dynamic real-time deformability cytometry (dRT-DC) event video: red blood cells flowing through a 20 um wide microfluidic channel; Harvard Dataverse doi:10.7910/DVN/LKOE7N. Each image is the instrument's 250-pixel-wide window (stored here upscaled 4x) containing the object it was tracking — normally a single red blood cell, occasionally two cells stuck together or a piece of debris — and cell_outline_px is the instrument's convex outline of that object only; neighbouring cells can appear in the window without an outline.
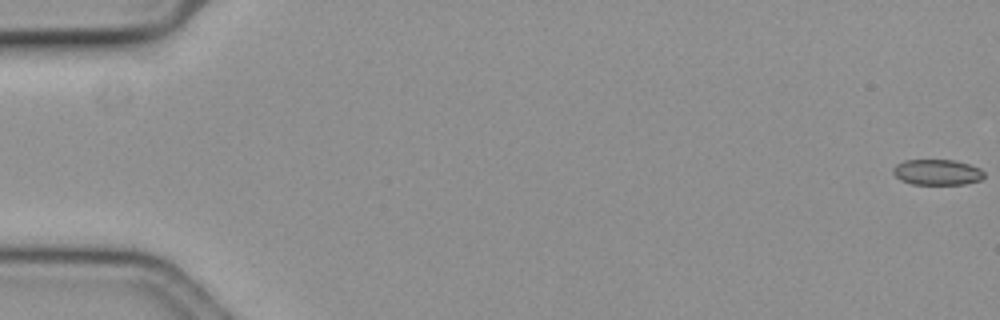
{"species": "common noctule bat (a hibernating species)", "species_latin": "Nyctalus noctula", "temperature_condition": "cold", "stored_images_in_passage": 59, "camera_frame_rate_fps": 3000, "um_per_image_px": 0.085, "animal": {"sex": "female", "body_mass_g": 19.3, "forearm_length_mm": 54.1}, "frame": {"image": 1, "passage_image": 1, "time_ms": 0.0, "image_size_px": [1000, 320], "cell_outline_px": [[984, 176], [980, 180], [964, 184], [912, 184], [900, 180], [892, 172], [892, 168], [896, 164], [904, 160], [952, 160], [968, 164], [980, 168], [984, 172]], "centroid_in_image_um": [79.63, 14.64], "position_along_channel_um": 5.4, "area_um2": 13.58}}
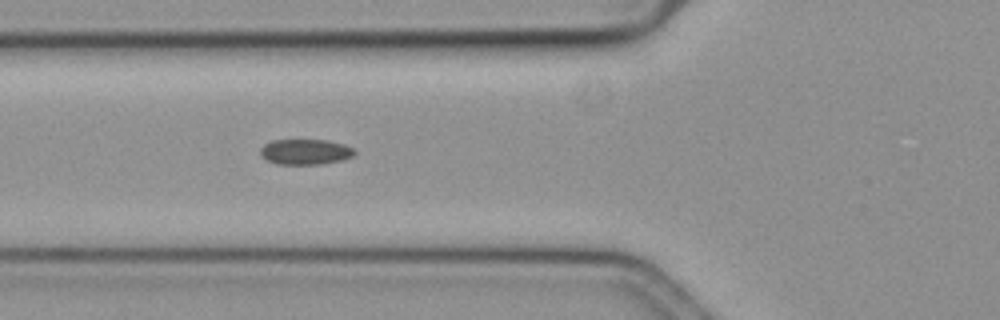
{"frame": {"image": 2, "passage_image": 23, "time_ms": 7.333, "image_size_px": [1000, 320], "cell_outline_px": [[356, 152], [352, 156], [344, 160], [320, 164], [276, 164], [260, 156], [260, 148], [264, 144], [272, 140], [328, 140], [344, 144], [352, 148]], "centroid_in_image_um": [25.94, 12.9], "position_along_channel_um": 99.9, "area_um2": 14.05}}
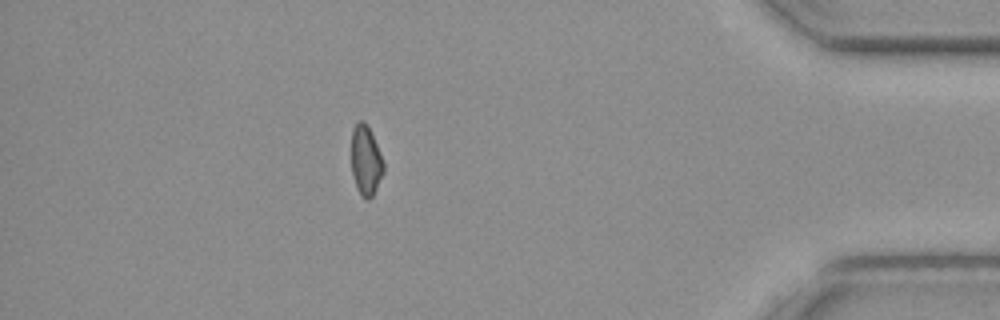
{"frame": {"image": 3, "passage_image": 52, "time_ms": 17.0, "image_size_px": [1000, 320], "cell_outline_px": [[384, 172], [372, 196], [368, 200], [364, 200], [360, 196], [352, 172], [352, 128], [360, 120], [364, 120], [368, 124], [380, 152], [384, 164]], "centroid_in_image_um": [31.1, 13.63], "position_along_channel_um": 404.1, "area_um2": 13.12}, "authors_computed_cell_mechanics": {"area_um2": 13.9876, "velocity_mm_per_s": 3.6285, "shape_relaxation_time_tau1_ms": 6.7651, "shape_relaxation_time_tau2_ms": null, "deformation_change_tau1": 0.0924, "deformation_change_tau2": null}}